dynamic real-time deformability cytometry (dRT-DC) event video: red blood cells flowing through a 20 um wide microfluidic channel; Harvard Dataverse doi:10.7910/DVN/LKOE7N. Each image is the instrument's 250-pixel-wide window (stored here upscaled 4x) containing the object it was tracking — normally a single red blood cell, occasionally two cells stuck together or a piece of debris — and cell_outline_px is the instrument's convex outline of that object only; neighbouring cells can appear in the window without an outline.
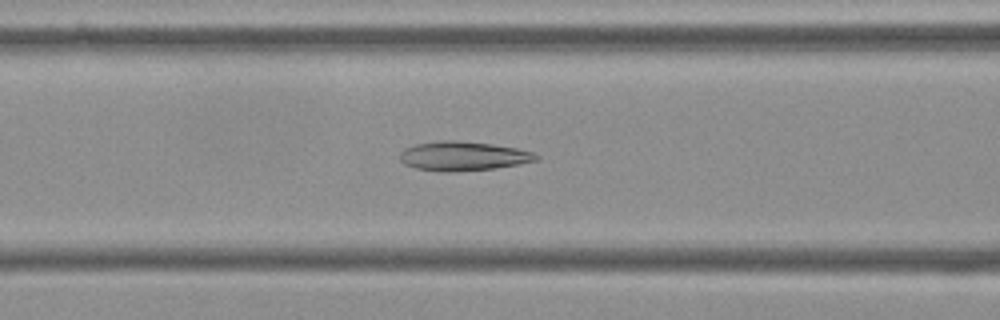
{"species": "Egyptian fruit bat (a non-hibernating species)", "species_latin": "Rousettus aegyptiacus", "temperature_condition": "cold", "stored_images_in_passage": 55, "camera_frame_rate_fps": 3000, "um_per_image_px": 0.085, "frame": {"image": 1, "passage_image": 22, "time_ms": 7.0, "image_size_px": [1000, 320], "cell_outline_px": [[540, 160], [520, 164], [496, 168], [452, 172], [444, 172], [416, 168], [404, 164], [400, 160], [400, 152], [404, 148], [416, 144], [440, 140], [456, 140], [492, 144], [516, 148], [532, 152], [540, 156]], "centroid_in_image_um": [39.38, 13.27], "position_along_channel_um": 127.2, "area_um2": 23.35}}
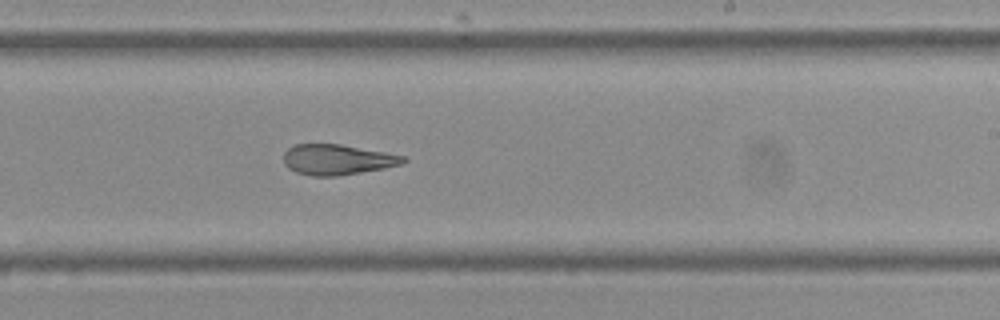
{"frame": {"image": 2, "passage_image": 33, "time_ms": 10.667, "image_size_px": [1000, 320], "cell_outline_px": [[408, 160], [404, 164], [384, 168], [336, 176], [312, 176], [296, 172], [288, 168], [284, 164], [284, 152], [292, 144], [340, 144], [384, 152], [404, 156]], "centroid_in_image_um": [28.65, 13.56], "position_along_channel_um": 260.3, "area_um2": 21.21}}
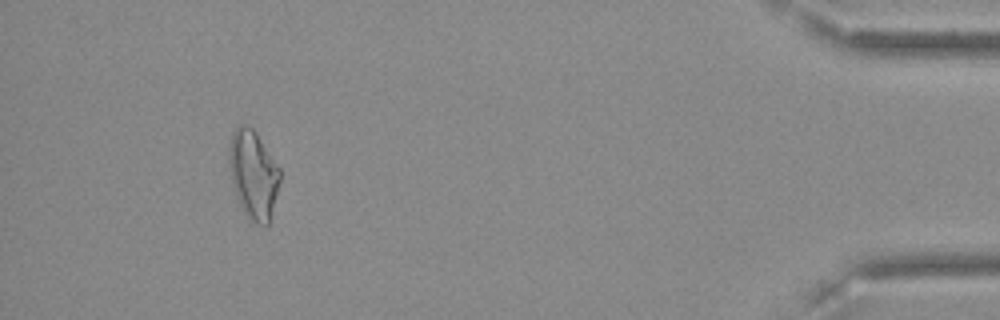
{"frame": {"image": 3, "passage_image": 51, "time_ms": 16.667, "image_size_px": [1000, 320], "cell_outline_px": [[280, 180], [268, 224], [264, 228], [248, 220], [236, 196], [232, 180], [228, 160], [228, 148], [232, 132], [236, 124], [248, 124], [256, 132], [280, 168]], "centroid_in_image_um": [21.51, 14.8], "position_along_channel_um": 413.7, "area_um2": 26.41}, "authors_computed_cell_mechanics": {"area_um2": 23.987, "velocity_mm_per_s": 3.631, "shape_relaxation_time_tau1_ms": null, "shape_relaxation_time_tau2_ms": 3.6408, "deformation_change_tau1": null, "deformation_change_tau2": 0.11}}